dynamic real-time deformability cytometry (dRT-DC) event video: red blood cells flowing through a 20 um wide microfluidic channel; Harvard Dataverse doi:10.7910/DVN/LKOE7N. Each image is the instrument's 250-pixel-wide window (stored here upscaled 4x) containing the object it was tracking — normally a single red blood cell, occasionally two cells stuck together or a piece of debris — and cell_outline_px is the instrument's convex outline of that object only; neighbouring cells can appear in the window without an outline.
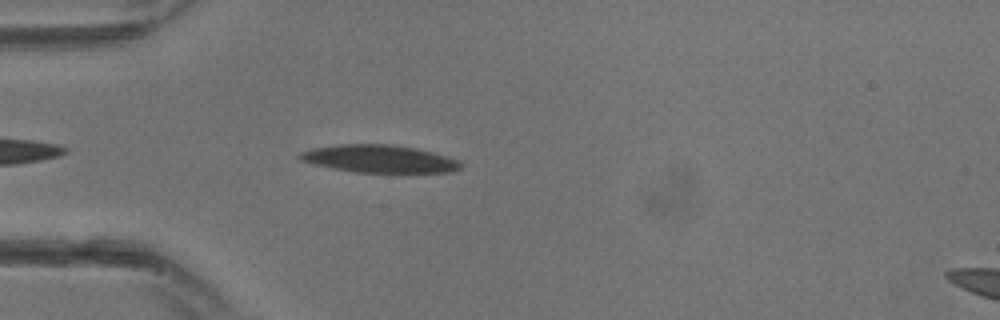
{"species": "common noctule bat (a hibernating species)", "species_latin": "Nyctalus noctula", "temperature_condition": "warm", "stored_images_in_passage": 14, "camera_frame_rate_fps": 3000, "um_per_image_px": 0.085, "animal": {"sex": "male", "body_mass_g": 13.3}, "frame": {"image": 1, "passage_image": 2, "time_ms": 0.333, "image_size_px": [1000, 320], "cell_outline_px": [[464, 164], [460, 168], [452, 172], [356, 172], [332, 168], [312, 164], [300, 160], [296, 156], [300, 152], [312, 148], [336, 144], [392, 144], [416, 148], [432, 152], [456, 160]], "centroid_in_image_um": [32.18, 13.49], "position_along_channel_um": 52.8, "area_um2": 25.89}}
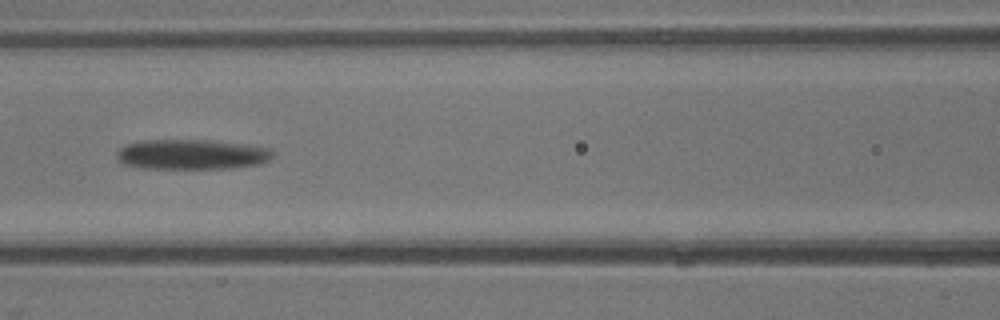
{"frame": {"image": 2, "passage_image": 7, "time_ms": 2.0, "image_size_px": [1000, 320], "cell_outline_px": [[272, 156], [268, 160], [260, 164], [232, 168], [140, 168], [124, 164], [116, 160], [116, 152], [120, 148], [136, 140], [208, 140], [244, 144], [272, 148]], "centroid_in_image_um": [16.26, 13.12], "position_along_channel_um": 150.3, "area_um2": 27.46}}
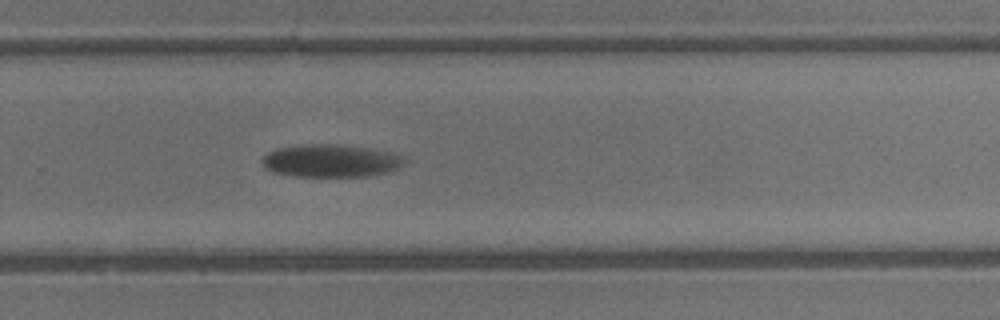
{"frame": {"image": 3, "passage_image": 14, "time_ms": 4.333, "image_size_px": [1000, 320], "cell_outline_px": [[408, 160], [400, 168], [392, 172], [368, 176], [296, 176], [272, 172], [264, 168], [260, 164], [260, 160], [268, 152], [276, 148], [304, 144], [340, 144], [368, 148], [392, 152]], "centroid_in_image_um": [28.12, 13.66], "position_along_channel_um": 301.7, "area_um2": 27.57}}